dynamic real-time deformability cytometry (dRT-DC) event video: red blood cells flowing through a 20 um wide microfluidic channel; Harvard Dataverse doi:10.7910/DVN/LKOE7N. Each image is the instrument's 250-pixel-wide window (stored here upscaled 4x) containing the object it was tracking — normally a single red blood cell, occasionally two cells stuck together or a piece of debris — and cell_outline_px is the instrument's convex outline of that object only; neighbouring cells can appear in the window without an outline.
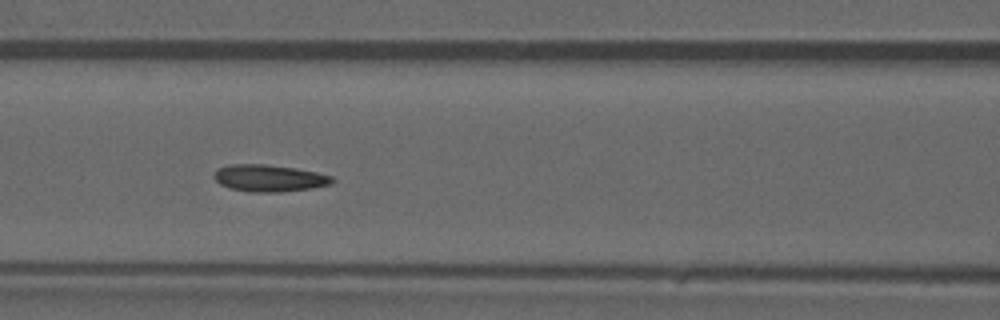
{"species": "common noctule bat (a hibernating species)", "species_latin": "Nyctalus noctula", "temperature_condition": "warm", "stored_images_in_passage": 46, "camera_frame_rate_fps": 3000, "um_per_image_px": 0.085, "animal": {"sex": "male", "forearm_length_mm": 52.5}, "frame": {"image": 1, "passage_image": 20, "time_ms": 6.333, "image_size_px": [1000, 320], "cell_outline_px": [[336, 180], [332, 184], [312, 188], [280, 192], [252, 192], [232, 188], [220, 184], [212, 176], [216, 168], [228, 164], [264, 164], [296, 168], [316, 172], [332, 176]], "centroid_in_image_um": [22.88, 15.13], "position_along_channel_um": 143.7, "area_um2": 18.67}}